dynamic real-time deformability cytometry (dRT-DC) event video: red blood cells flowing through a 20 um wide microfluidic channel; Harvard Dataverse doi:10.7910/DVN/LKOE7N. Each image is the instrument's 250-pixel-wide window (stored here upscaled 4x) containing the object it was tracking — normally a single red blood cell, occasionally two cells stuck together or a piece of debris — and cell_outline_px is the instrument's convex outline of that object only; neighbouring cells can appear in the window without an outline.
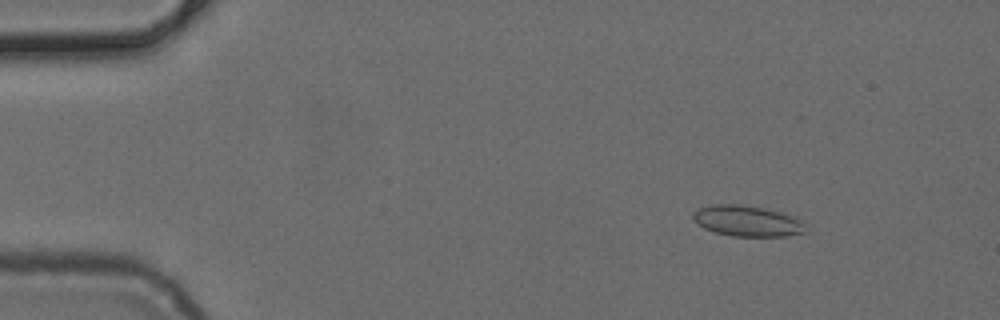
{"species": "common noctule bat (a hibernating species)", "species_latin": "Nyctalus noctula", "temperature_condition": "cold", "stored_images_in_passage": 51, "camera_frame_rate_fps": 3000, "um_per_image_px": 0.085, "animal": {"sex": "female", "body_mass_g": 24.6, "forearm_length_mm": 56.2}, "frame": {"image": 1, "passage_image": 7, "time_ms": 2.0, "image_size_px": [1000, 320], "cell_outline_px": [[808, 232], [788, 236], [732, 236], [716, 232], [704, 228], [696, 224], [692, 216], [692, 212], [696, 208], [708, 204], [740, 204], [764, 208], [796, 216], [800, 220]], "centroid_in_image_um": [63.48, 18.77], "position_along_channel_um": 21.5, "area_um2": 20.52}}
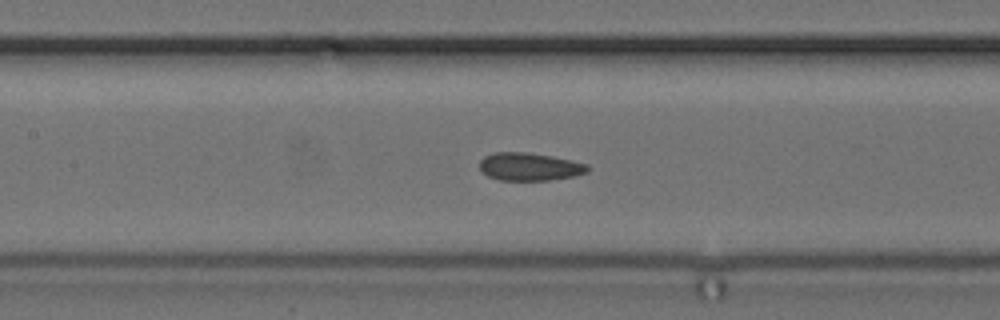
{"frame": {"image": 2, "passage_image": 24, "time_ms": 7.667, "image_size_px": [1000, 320], "cell_outline_px": [[588, 172], [572, 176], [548, 180], [500, 180], [488, 176], [480, 168], [480, 160], [484, 156], [496, 152], [528, 152], [552, 156], [588, 164]], "centroid_in_image_um": [45.0, 14.16], "position_along_channel_um": 162.4, "area_um2": 17.4}}
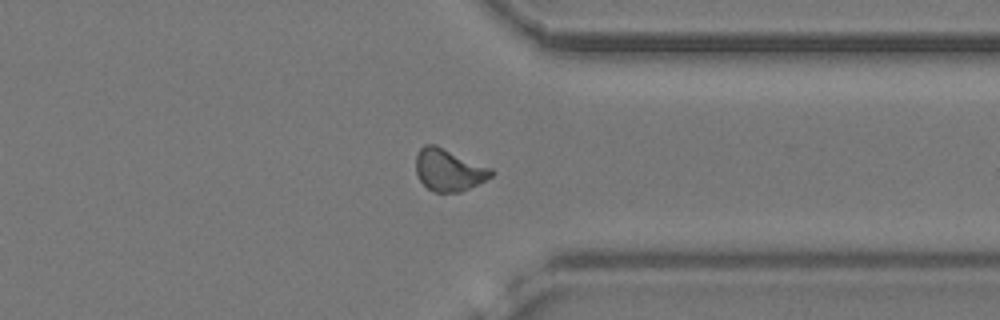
{"frame": {"image": 3, "passage_image": 40, "time_ms": 13.0, "image_size_px": [1000, 320], "cell_outline_px": [[496, 172], [492, 176], [460, 192], [436, 192], [428, 188], [420, 180], [416, 172], [416, 156], [420, 148], [424, 144], [436, 144], [492, 168]], "centroid_in_image_um": [38.15, 14.42], "position_along_channel_um": 373.3, "area_um2": 18.44}}